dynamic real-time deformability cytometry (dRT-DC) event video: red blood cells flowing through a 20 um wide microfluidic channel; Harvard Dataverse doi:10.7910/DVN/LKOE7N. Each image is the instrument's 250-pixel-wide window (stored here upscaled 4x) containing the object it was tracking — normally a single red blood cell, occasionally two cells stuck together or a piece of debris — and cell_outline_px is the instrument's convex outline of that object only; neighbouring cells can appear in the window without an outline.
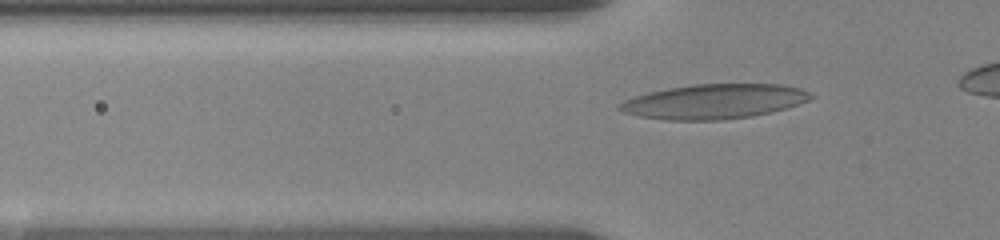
{"species": "human", "species_latin": "Homo sapiens", "temperature_condition": "room temperature", "stored_images_in_passage": 12, "camera_frame_rate_fps": 3000, "um_per_image_px": 0.085, "donor": {"sex": "female"}, "frame": {"image": 1, "passage_image": 4, "time_ms": 1.333, "image_size_px": [1000, 240], "cell_outline_px": [[812, 96], [808, 100], [772, 112], [752, 116], [720, 120], [664, 120], [640, 116], [624, 112], [616, 108], [624, 100], [648, 92], [668, 88], [692, 84], [780, 84], [800, 88], [808, 92]], "centroid_in_image_um": [60.66, 8.62], "position_along_channel_um": 65.1, "area_um2": 38.38}}
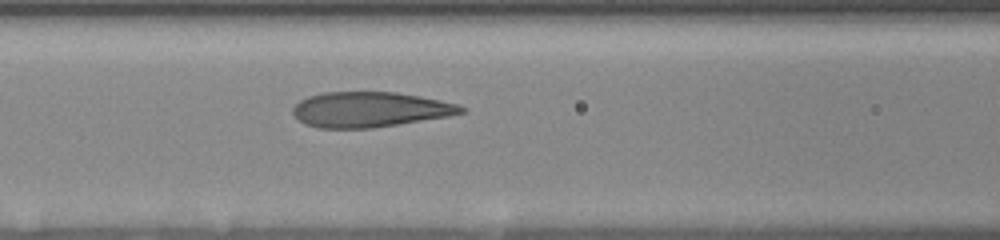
{"frame": {"image": 2, "passage_image": 7, "time_ms": 3.333, "image_size_px": [1000, 240], "cell_outline_px": [[464, 112], [448, 116], [372, 128], [320, 128], [304, 124], [292, 112], [292, 108], [300, 100], [308, 96], [324, 92], [396, 92], [420, 96], [440, 100], [456, 104], [464, 108]], "centroid_in_image_um": [31.4, 9.3], "position_along_channel_um": 135.2, "area_um2": 34.28}}
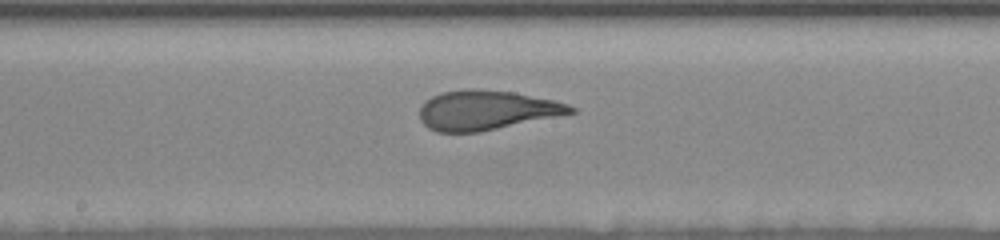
{"frame": {"image": 3, "passage_image": 11, "time_ms": 5.333, "image_size_px": [1000, 240], "cell_outline_px": [[576, 112], [480, 132], [436, 132], [428, 128], [420, 120], [420, 104], [432, 96], [444, 92], [464, 88], [472, 88], [512, 92], [552, 100], [568, 104], [576, 108]], "centroid_in_image_um": [41.3, 9.36], "position_along_channel_um": 206.9, "area_um2": 34.68}}